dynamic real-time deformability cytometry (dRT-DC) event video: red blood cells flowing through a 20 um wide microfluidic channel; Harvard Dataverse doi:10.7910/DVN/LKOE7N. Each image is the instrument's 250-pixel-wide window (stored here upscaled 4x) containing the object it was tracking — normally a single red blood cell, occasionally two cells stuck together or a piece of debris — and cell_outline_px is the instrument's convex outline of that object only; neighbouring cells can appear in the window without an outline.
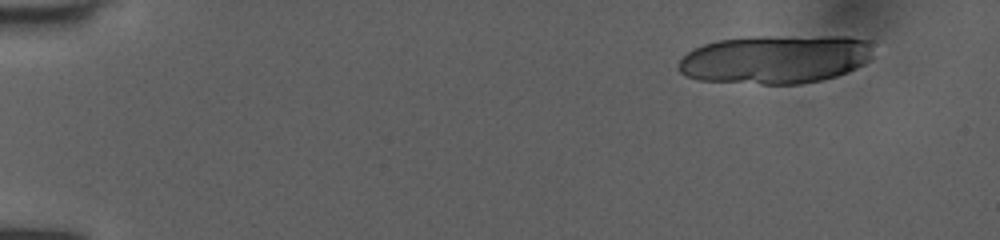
{"species": "human", "species_latin": "Homo sapiens", "temperature_condition": "room temperature", "stored_images_in_passage": 15, "camera_frame_rate_fps": 3000, "um_per_image_px": 0.085, "donor": {"sex": "female"}, "frame": {"image": 1, "passage_image": 1, "time_ms": 0.0, "image_size_px": [1000, 240], "cell_outline_px": [[872, 56], [864, 64], [848, 72], [836, 76], [820, 80], [800, 84], [760, 84], [700, 80], [684, 76], [680, 72], [676, 64], [692, 48], [704, 44], [720, 40], [748, 36], [852, 36], [872, 40]], "centroid_in_image_um": [65.93, 5.02], "position_along_channel_um": 19.1, "area_um2": 56.01}}